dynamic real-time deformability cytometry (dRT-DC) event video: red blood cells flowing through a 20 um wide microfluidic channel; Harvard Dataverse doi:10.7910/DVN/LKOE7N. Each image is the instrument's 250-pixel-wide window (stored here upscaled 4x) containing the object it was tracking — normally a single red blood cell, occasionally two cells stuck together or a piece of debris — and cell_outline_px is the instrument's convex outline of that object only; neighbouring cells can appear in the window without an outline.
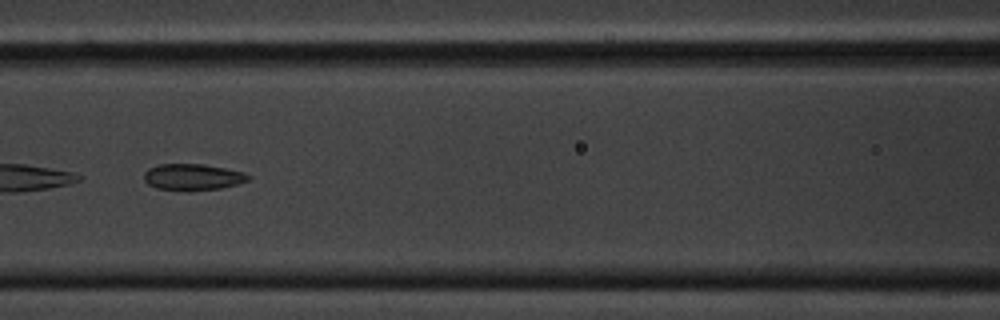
{"species": "common noctule bat (a hibernating species)", "species_latin": "Nyctalus noctula", "temperature_condition": "cold", "stored_images_in_passage": 41, "camera_frame_rate_fps": 3000, "um_per_image_px": 0.085, "animal": {"sex": "male", "body_mass_g": 20.1, "forearm_length_mm": 53.5}, "frame": {"image": 1, "passage_image": 9, "time_ms": 2.667, "image_size_px": [1000, 320], "cell_outline_px": [[252, 176], [248, 180], [236, 184], [220, 188], [188, 192], [156, 188], [148, 184], [144, 180], [144, 172], [148, 168], [160, 164], [204, 164], [244, 172]], "centroid_in_image_um": [16.36, 15.06], "position_along_channel_um": 150.2, "area_um2": 16.24}}
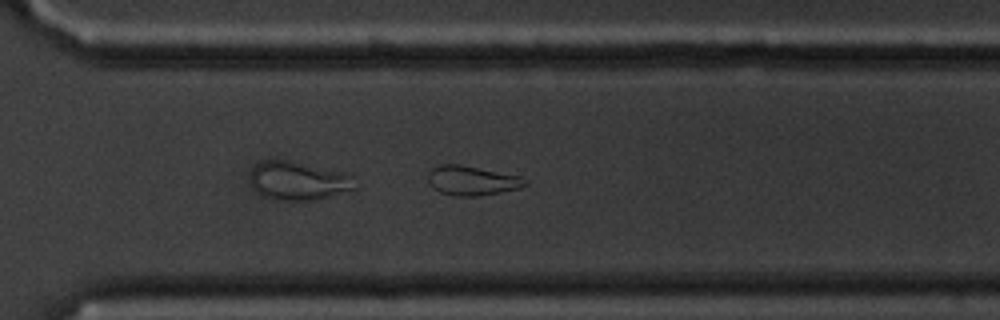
{"frame": {"image": 2, "passage_image": 25, "time_ms": 8.0, "image_size_px": [1000, 320], "cell_outline_px": [[528, 184], [520, 188], [500, 192], [476, 196], [456, 196], [440, 192], [432, 188], [428, 180], [428, 172], [432, 168], [440, 164], [460, 164], [520, 176], [528, 180]], "centroid_in_image_um": [40.11, 15.34], "position_along_channel_um": 330.5, "area_um2": 16.7}}
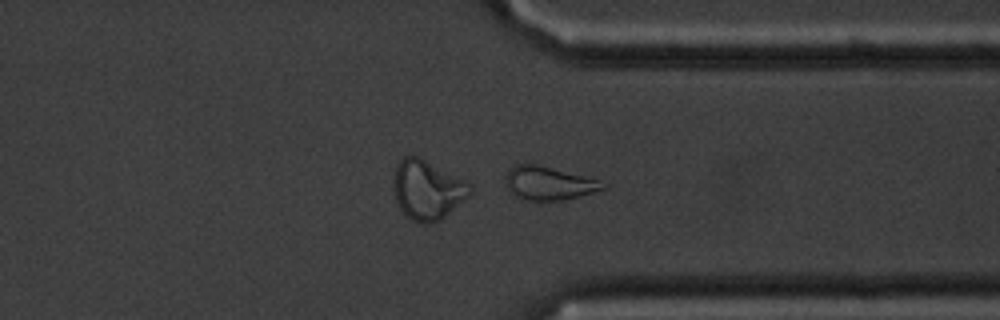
{"frame": {"image": 3, "passage_image": 28, "time_ms": 9.0, "image_size_px": [1000, 320], "cell_outline_px": [[608, 184], [604, 188], [592, 192], [564, 200], [528, 200], [512, 196], [508, 192], [504, 184], [504, 180], [508, 172], [516, 164], [536, 164], [596, 180]], "centroid_in_image_um": [46.54, 15.59], "position_along_channel_um": 364.9, "area_um2": 18.61}, "authors_computed_cell_mechanics": {"area_um2": 16.2996, "velocity_mm_per_s": 3.3922, "shape_relaxation_time_tau1_ms": 4.1567, "shape_relaxation_time_tau2_ms": 5.7337, "deformation_change_tau1": 0.0795, "deformation_change_tau2": 0.1122}}